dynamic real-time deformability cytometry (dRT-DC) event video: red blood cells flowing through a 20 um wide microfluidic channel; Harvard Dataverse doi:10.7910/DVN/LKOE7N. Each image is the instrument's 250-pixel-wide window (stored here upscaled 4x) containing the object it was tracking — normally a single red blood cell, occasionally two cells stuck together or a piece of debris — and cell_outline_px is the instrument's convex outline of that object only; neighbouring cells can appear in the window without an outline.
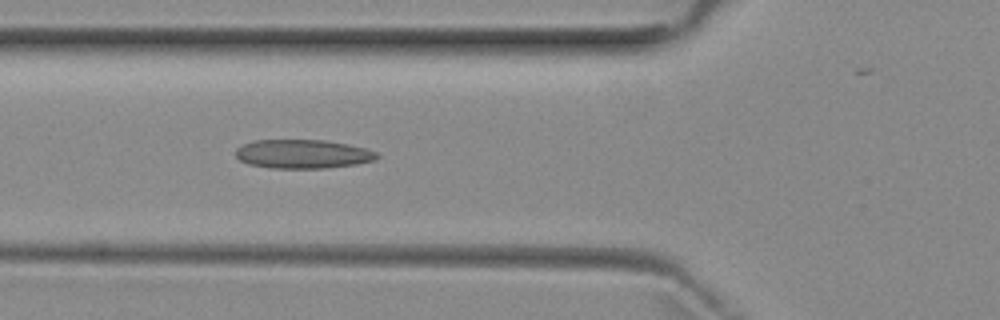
{"species": "common noctule bat (a hibernating species)", "species_latin": "Nyctalus noctula", "temperature_condition": "room temperature", "stored_images_in_passage": 4, "camera_frame_rate_fps": 3000, "um_per_image_px": 0.085, "animal": {"sex": "female", "body_mass_g": 29.2, "forearm_length_mm": 56.3}, "frame": {"image": 1, "passage_image": 4, "time_ms": 4.333, "image_size_px": [1000, 320], "cell_outline_px": [[380, 156], [376, 160], [356, 164], [324, 168], [272, 168], [248, 164], [240, 160], [236, 156], [236, 148], [252, 140], [324, 140], [348, 144], [364, 148], [376, 152]], "centroid_in_image_um": [25.73, 13.09], "position_along_channel_um": 100.1, "area_um2": 23.76}}